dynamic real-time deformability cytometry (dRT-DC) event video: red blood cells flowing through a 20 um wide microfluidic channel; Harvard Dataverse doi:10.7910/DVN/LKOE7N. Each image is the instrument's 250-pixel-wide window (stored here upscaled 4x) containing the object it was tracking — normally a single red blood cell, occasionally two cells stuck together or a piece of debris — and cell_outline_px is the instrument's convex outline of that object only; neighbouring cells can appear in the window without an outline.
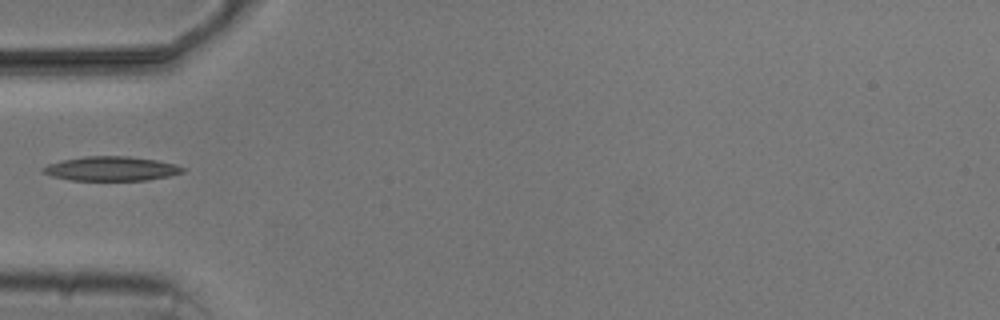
{"species": "common noctule bat (a hibernating species)", "species_latin": "Nyctalus noctula", "temperature_condition": "cold", "stored_images_in_passage": 1, "camera_frame_rate_fps": 3000, "um_per_image_px": 0.085, "animal": {"sex": "male", "body_mass_g": 20.5, "forearm_length_mm": 52.5}, "frame": {"image": 1, "passage_image": 1, "time_ms": 0.0, "image_size_px": [1000, 320], "cell_outline_px": [[184, 172], [168, 176], [148, 180], [72, 180], [52, 176], [44, 172], [40, 168], [48, 164], [60, 160], [84, 156], [128, 156], [156, 160], [176, 164], [184, 168]], "centroid_in_image_um": [9.45, 14.33], "position_along_channel_um": 75.6, "area_um2": 19.77}}